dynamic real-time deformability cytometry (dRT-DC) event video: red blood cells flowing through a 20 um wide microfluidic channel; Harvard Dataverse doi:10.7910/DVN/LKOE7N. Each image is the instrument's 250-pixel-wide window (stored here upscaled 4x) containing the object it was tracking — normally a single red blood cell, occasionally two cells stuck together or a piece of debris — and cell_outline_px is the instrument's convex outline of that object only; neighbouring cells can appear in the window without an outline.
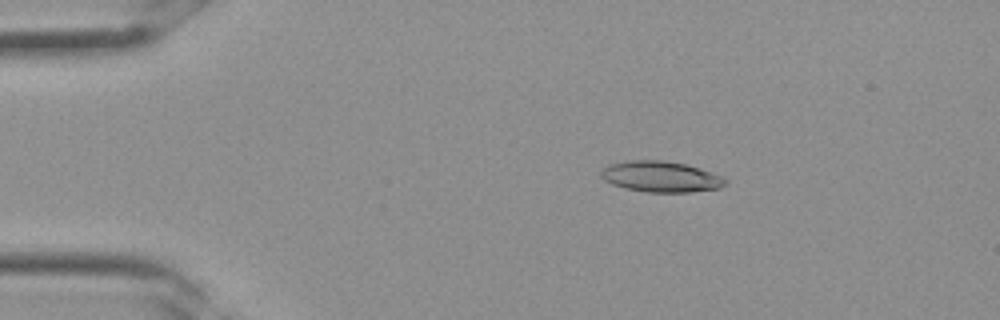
{"species": "Egyptian fruit bat (a non-hibernating species)", "species_latin": "Rousettus aegyptiacus", "temperature_condition": "room temperature", "stored_images_in_passage": 34, "camera_frame_rate_fps": 3000, "um_per_image_px": 0.085, "frame": {"image": 1, "passage_image": 6, "time_ms": 1.667, "image_size_px": [1000, 320], "cell_outline_px": [[728, 180], [720, 188], [688, 192], [648, 192], [624, 188], [612, 184], [604, 180], [600, 176], [600, 172], [608, 164], [628, 160], [664, 160], [684, 164], [700, 168], [724, 176]], "centroid_in_image_um": [56.17, 15.01], "position_along_channel_um": 28.8, "area_um2": 22.48}}
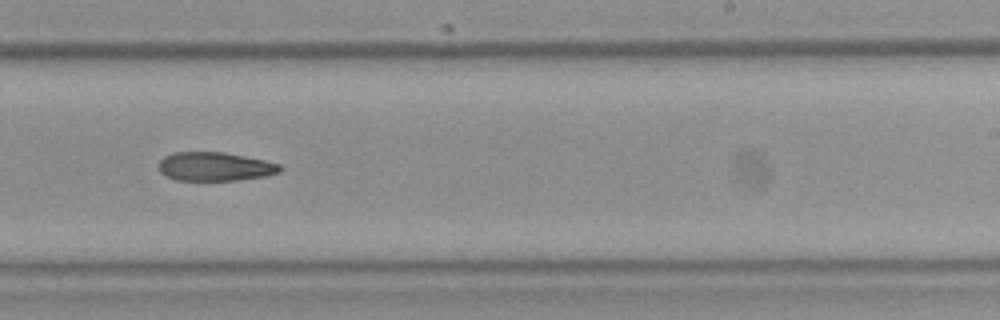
{"frame": {"image": 2, "passage_image": 21, "time_ms": 6.667, "image_size_px": [1000, 320], "cell_outline_px": [[284, 168], [280, 172], [268, 176], [240, 180], [176, 180], [164, 176], [160, 172], [160, 160], [164, 156], [172, 152], [224, 152], [264, 160], [280, 164]], "centroid_in_image_um": [18.29, 14.16], "position_along_channel_um": 270.7, "area_um2": 20.52}}
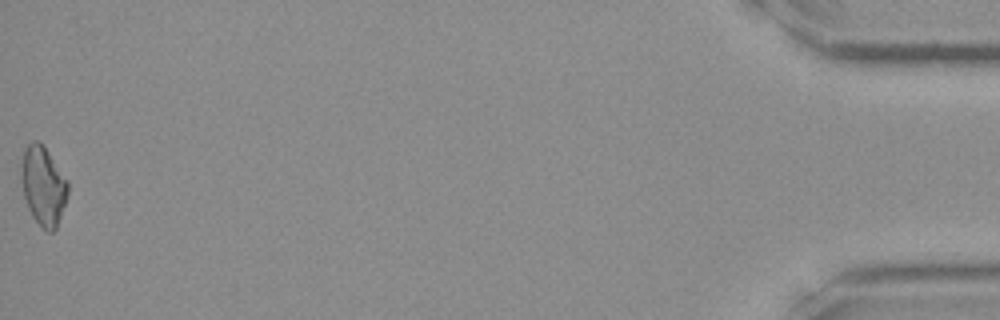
{"frame": {"image": 3, "passage_image": 34, "time_ms": 11.0, "image_size_px": [1000, 320], "cell_outline_px": [[68, 196], [56, 228], [52, 232], [48, 232], [32, 216], [28, 208], [24, 196], [20, 180], [20, 172], [24, 148], [32, 140], [40, 140], [44, 144], [68, 180]], "centroid_in_image_um": [3.67, 15.73], "position_along_channel_um": 431.5, "area_um2": 21.79}}